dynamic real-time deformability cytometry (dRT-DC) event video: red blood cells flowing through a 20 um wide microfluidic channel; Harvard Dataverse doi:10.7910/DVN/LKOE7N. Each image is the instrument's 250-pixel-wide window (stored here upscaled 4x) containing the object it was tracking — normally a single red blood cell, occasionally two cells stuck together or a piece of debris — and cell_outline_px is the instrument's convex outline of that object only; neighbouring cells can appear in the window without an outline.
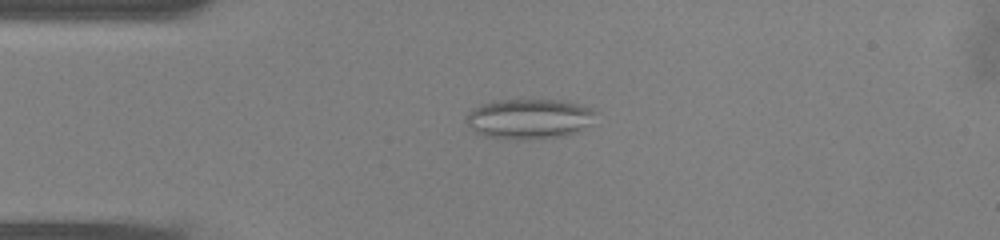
{"species": "common noctule bat (a hibernating species)", "species_latin": "Nyctalus noctula", "temperature_condition": "warm", "stored_images_in_passage": 50, "camera_frame_rate_fps": 3000, "um_per_image_px": 0.085, "animal": {"sex": "male", "body_mass_g": 13.0, "forearm_length_mm": 53.1}, "frame": {"image": 1, "passage_image": 12, "time_ms": 3.667, "image_size_px": [1000, 240], "cell_outline_px": [[600, 112], [588, 124], [576, 132], [564, 136], [516, 140], [488, 136], [476, 132], [468, 124], [464, 116], [472, 108], [480, 104], [492, 100], [560, 100], [580, 104], [592, 108]], "centroid_in_image_um": [44.97, 10.08], "position_along_channel_um": 40.0, "area_um2": 30.35}}
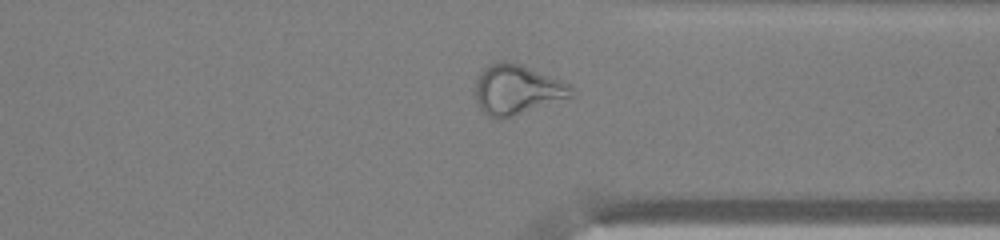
{"frame": {"image": 2, "passage_image": 38, "time_ms": 12.333, "image_size_px": [1000, 240], "cell_outline_px": [[572, 96], [500, 120], [496, 120], [488, 116], [480, 108], [476, 100], [476, 80], [480, 72], [484, 68], [492, 64], [504, 60], [520, 64], [560, 80], [568, 84], [572, 88]], "centroid_in_image_um": [43.89, 7.63], "position_along_channel_um": 367.5, "area_um2": 27.34}}
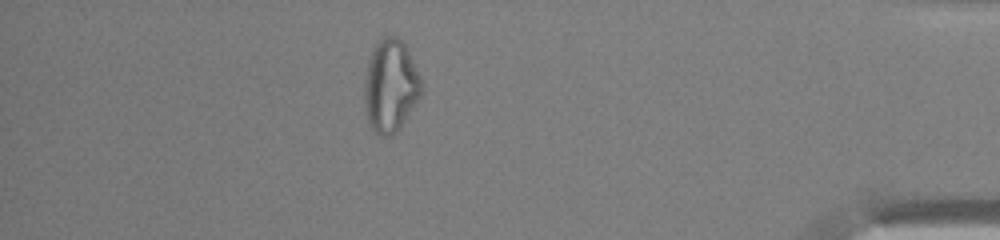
{"frame": {"image": 3, "passage_image": 44, "time_ms": 14.333, "image_size_px": [1000, 240], "cell_outline_px": [[424, 92], [400, 128], [396, 132], [388, 136], [380, 136], [368, 124], [364, 108], [364, 80], [368, 60], [372, 48], [384, 36], [396, 36], [408, 48], [420, 76], [424, 88]], "centroid_in_image_um": [33.2, 7.31], "position_along_channel_um": 402.0, "area_um2": 31.33}, "authors_computed_cell_mechanics": {"area_um2": 28.6399, "velocity_mm_per_s": 4.0811, "shape_relaxation_time_tau1_ms": null, "shape_relaxation_time_tau2_ms": 1.6407, "deformation_change_tau1": null, "deformation_change_tau2": 0.0935}}